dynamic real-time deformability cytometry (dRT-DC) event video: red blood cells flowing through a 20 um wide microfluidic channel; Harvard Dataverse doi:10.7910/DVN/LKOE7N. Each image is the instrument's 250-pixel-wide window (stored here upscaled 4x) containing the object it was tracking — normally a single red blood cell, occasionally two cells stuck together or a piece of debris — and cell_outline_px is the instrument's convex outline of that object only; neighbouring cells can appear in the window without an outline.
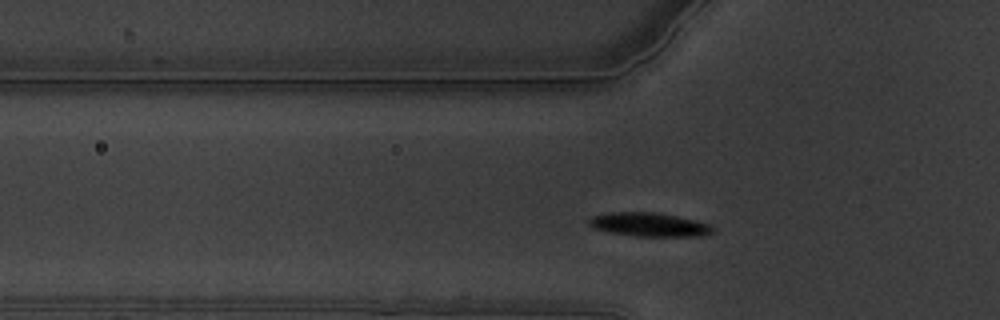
{"species": "common noctule bat (a hibernating species)", "species_latin": "Nyctalus noctula", "temperature_condition": "warm", "stored_images_in_passage": 51, "camera_frame_rate_fps": 3000, "um_per_image_px": 0.085, "animal": {"sex": "male", "body_mass_g": 19.5, "forearm_length_mm": 54.6}, "frame": {"image": 1, "passage_image": 9, "time_ms": 2.667, "image_size_px": [1000, 320], "cell_outline_px": [[716, 228], [712, 232], [704, 236], [632, 236], [592, 228], [588, 224], [588, 220], [592, 216], [608, 212], [656, 212], [676, 216], [708, 224]], "centroid_in_image_um": [55.15, 19.09], "position_along_channel_um": 70.7, "area_um2": 17.11}}
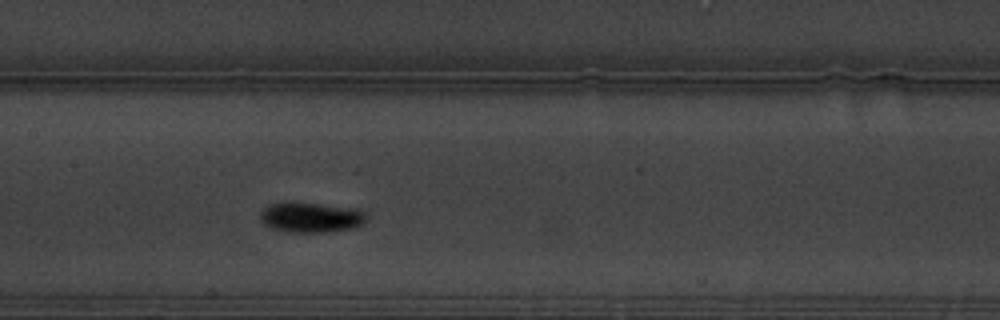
{"frame": {"image": 2, "passage_image": 19, "time_ms": 6.0, "image_size_px": [1000, 320], "cell_outline_px": [[368, 216], [364, 224], [352, 228], [328, 232], [288, 232], [268, 228], [260, 220], [260, 212], [268, 204], [284, 200], [292, 200], [348, 208], [364, 212]], "centroid_in_image_um": [26.34, 18.46], "position_along_channel_um": 181.1, "area_um2": 19.13}}
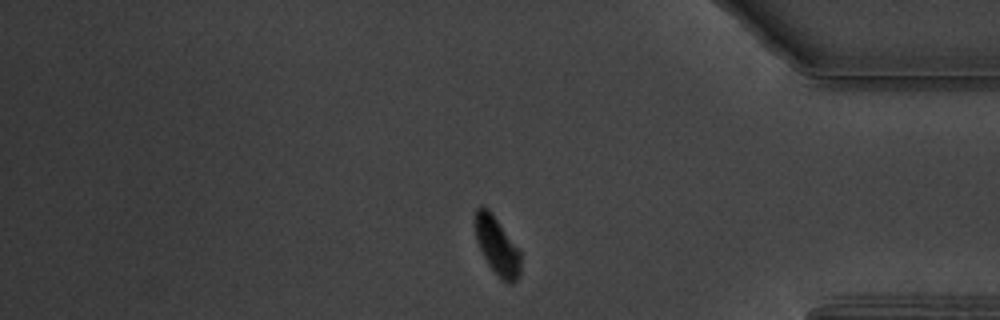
{"frame": {"image": 3, "passage_image": 40, "time_ms": 13.0, "image_size_px": [1000, 320], "cell_outline_px": [[520, 276], [512, 284], [508, 284], [488, 264], [476, 240], [472, 220], [476, 208], [480, 204], [488, 208], [520, 252]], "centroid_in_image_um": [42.19, 20.85], "position_along_channel_um": 393.0, "area_um2": 15.26}}